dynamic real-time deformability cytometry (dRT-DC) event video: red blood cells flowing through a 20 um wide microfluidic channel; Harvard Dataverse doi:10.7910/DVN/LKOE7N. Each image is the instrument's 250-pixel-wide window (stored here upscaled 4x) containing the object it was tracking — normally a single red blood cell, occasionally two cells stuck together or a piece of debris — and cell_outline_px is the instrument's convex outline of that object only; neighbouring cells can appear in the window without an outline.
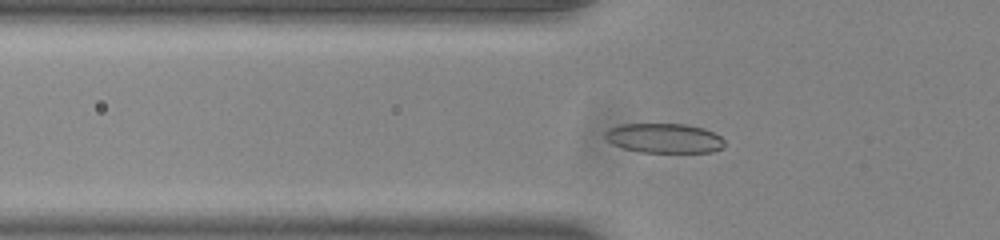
{"species": "common noctule bat (a hibernating species)", "species_latin": "Nyctalus noctula", "temperature_condition": "room temperature", "stored_images_in_passage": 39, "camera_frame_rate_fps": 3000, "um_per_image_px": 0.085, "animal": {"sex": "male", "body_mass_g": 20.0, "forearm_length_mm": 53.3}, "frame": {"image": 1, "passage_image": 3, "time_ms": 0.667, "image_size_px": [1000, 240], "cell_outline_px": [[724, 148], [712, 152], [640, 152], [624, 148], [612, 144], [604, 136], [604, 132], [608, 128], [620, 124], [684, 124], [704, 128], [720, 136], [724, 140]], "centroid_in_image_um": [56.45, 11.74], "position_along_channel_um": 69.4, "area_um2": 20.69}}
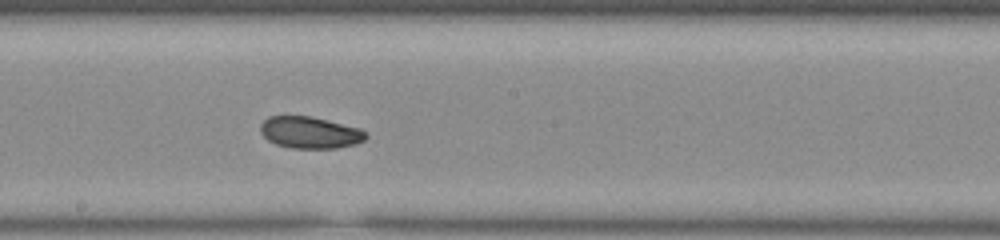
{"frame": {"image": 2, "passage_image": 15, "time_ms": 4.667, "image_size_px": [1000, 240], "cell_outline_px": [[368, 136], [364, 140], [356, 144], [336, 148], [288, 148], [276, 144], [268, 140], [260, 132], [260, 124], [268, 116], [312, 116], [360, 128], [368, 132]], "centroid_in_image_um": [26.36, 11.26], "position_along_channel_um": 221.8, "area_um2": 19.71}}
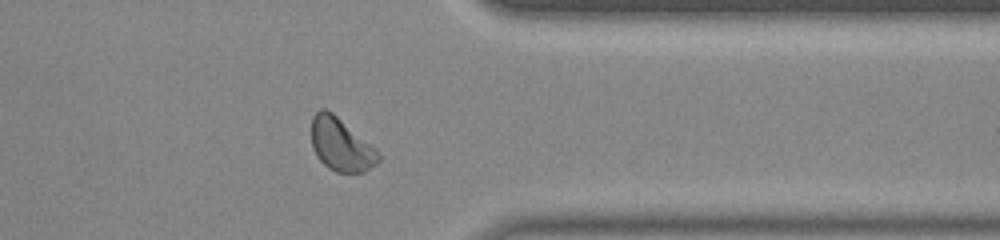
{"frame": {"image": 3, "passage_image": 28, "time_ms": 9.0, "image_size_px": [1000, 240], "cell_outline_px": [[380, 160], [376, 164], [364, 172], [336, 172], [328, 168], [316, 156], [312, 148], [312, 116], [320, 108], [324, 108], [332, 112], [376, 148], [380, 152]], "centroid_in_image_um": [28.98, 12.3], "position_along_channel_um": 382.4, "area_um2": 20.69}}